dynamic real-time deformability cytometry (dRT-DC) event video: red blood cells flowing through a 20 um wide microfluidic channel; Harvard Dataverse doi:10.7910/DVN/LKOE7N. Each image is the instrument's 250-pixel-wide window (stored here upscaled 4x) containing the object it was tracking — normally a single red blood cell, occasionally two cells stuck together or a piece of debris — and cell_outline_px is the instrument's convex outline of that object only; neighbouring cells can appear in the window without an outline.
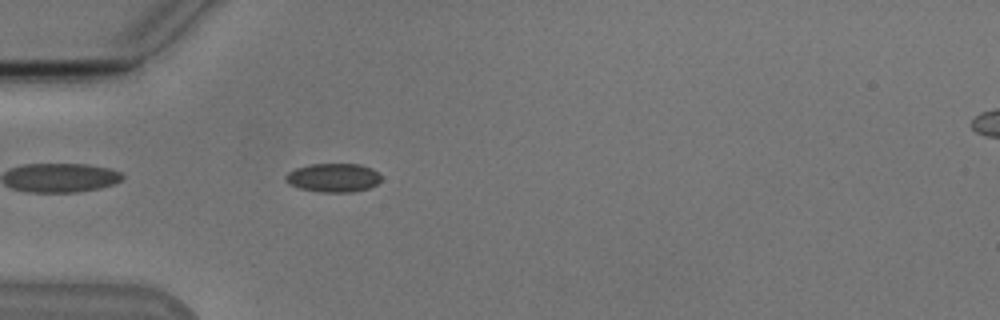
{"species": "Egyptian fruit bat (a non-hibernating species)", "species_latin": "Rousettus aegyptiacus", "temperature_condition": "cold", "stored_images_in_passage": 41, "camera_frame_rate_fps": 3000, "um_per_image_px": 0.085, "animal": {"sex": "male"}, "frame": {"image": 1, "passage_image": 4, "time_ms": 1.0, "image_size_px": [1000, 320], "cell_outline_px": [[380, 180], [376, 184], [368, 188], [352, 192], [320, 192], [300, 188], [288, 184], [284, 180], [284, 176], [288, 172], [296, 168], [312, 164], [360, 164], [372, 168], [380, 176]], "centroid_in_image_um": [28.29, 15.1], "position_along_channel_um": 56.7, "area_um2": 15.95}}
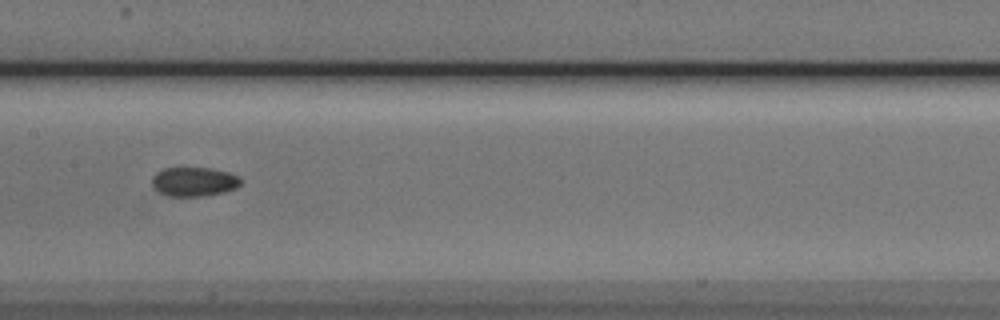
{"frame": {"image": 2, "passage_image": 15, "time_ms": 4.667, "image_size_px": [1000, 320], "cell_outline_px": [[240, 184], [236, 188], [224, 192], [200, 196], [168, 196], [152, 188], [152, 176], [156, 172], [164, 168], [208, 168], [228, 172], [240, 176]], "centroid_in_image_um": [16.46, 15.44], "position_along_channel_um": 190.9, "area_um2": 15.09}}
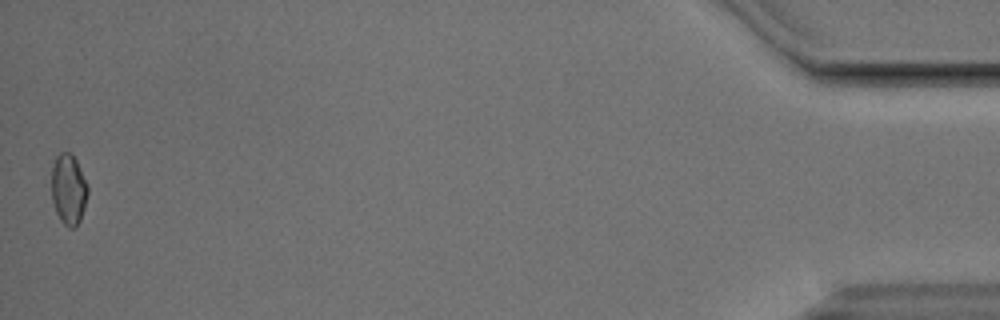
{"frame": {"image": 3, "passage_image": 41, "time_ms": 13.333, "image_size_px": [1000, 320], "cell_outline_px": [[88, 192], [84, 208], [80, 220], [72, 228], [68, 228], [60, 220], [56, 212], [52, 200], [52, 168], [56, 156], [60, 152], [68, 152], [76, 160], [88, 184]], "centroid_in_image_um": [5.83, 16.09], "position_along_channel_um": 429.4, "area_um2": 14.8}, "authors_computed_cell_mechanics": {"area_um2": 14.9702, "velocity_mm_per_s": 3.8326, "shape_relaxation_time_tau1_ms": null, "shape_relaxation_time_tau2_ms": 4.8204, "deformation_change_tau1": null, "deformation_change_tau2": 0.0816}}